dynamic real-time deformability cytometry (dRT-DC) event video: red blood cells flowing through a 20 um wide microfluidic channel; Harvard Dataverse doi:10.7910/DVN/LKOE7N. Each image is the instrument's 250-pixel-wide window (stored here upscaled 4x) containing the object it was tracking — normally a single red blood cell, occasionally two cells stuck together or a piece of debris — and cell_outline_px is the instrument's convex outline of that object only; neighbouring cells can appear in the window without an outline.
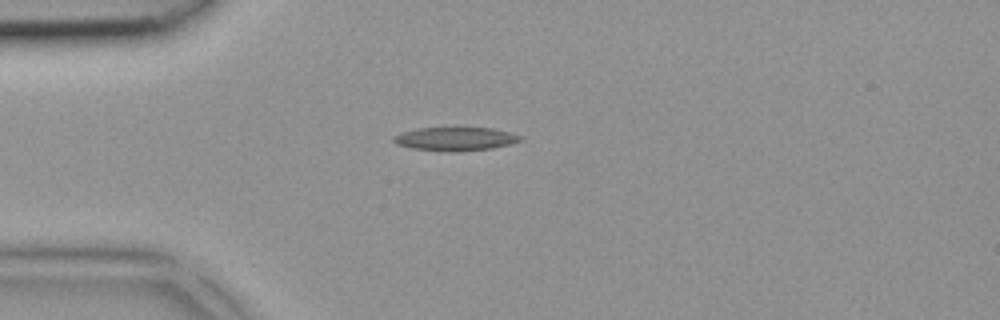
{"species": "common noctule bat (a hibernating species)", "species_latin": "Nyctalus noctula", "temperature_condition": "room temperature", "stored_images_in_passage": 4, "camera_frame_rate_fps": 3000, "um_per_image_px": 0.085, "animal": {"sex": "female", "body_mass_g": 18.4}, "frame": {"image": 1, "passage_image": 3, "time_ms": 0.667, "image_size_px": [1000, 320], "cell_outline_px": [[524, 140], [492, 148], [460, 152], [448, 152], [412, 148], [396, 144], [392, 140], [392, 136], [400, 132], [416, 128], [492, 128], [524, 136]], "centroid_in_image_um": [38.68, 11.81], "position_along_channel_um": 46.3, "area_um2": 17.57}}
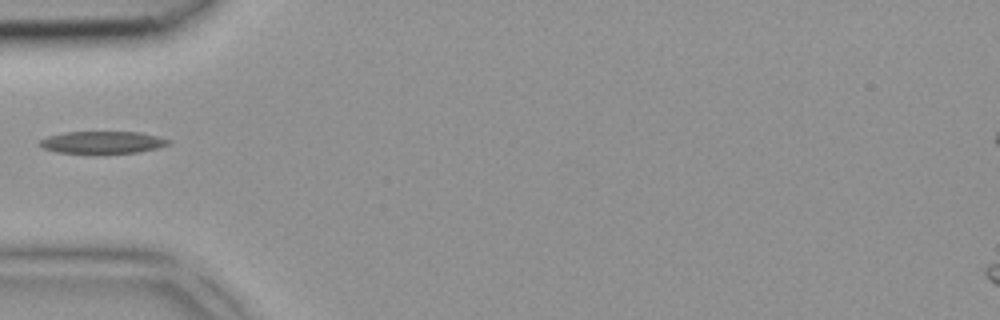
{"frame": {"image": 2, "passage_image": 4, "time_ms": 1.0, "image_size_px": [1000, 320], "cell_outline_px": [[172, 144], [156, 148], [136, 152], [100, 156], [92, 156], [56, 152], [40, 148], [36, 144], [40, 140], [48, 136], [64, 132], [140, 132], [172, 140]], "centroid_in_image_um": [8.64, 12.15], "position_along_channel_um": 76.4, "area_um2": 17.74}}